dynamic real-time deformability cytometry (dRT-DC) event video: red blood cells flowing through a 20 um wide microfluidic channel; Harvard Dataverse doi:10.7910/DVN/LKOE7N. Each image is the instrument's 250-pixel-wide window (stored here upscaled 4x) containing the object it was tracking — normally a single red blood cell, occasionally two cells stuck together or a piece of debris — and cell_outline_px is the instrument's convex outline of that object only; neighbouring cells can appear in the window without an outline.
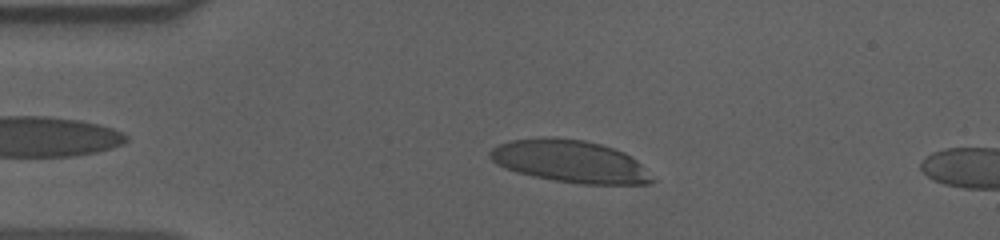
{"species": "human", "species_latin": "Homo sapiens", "temperature_condition": "cold", "stored_images_in_passage": 45, "camera_frame_rate_fps": 3000, "um_per_image_px": 0.085, "donor": {"sex": "male"}, "frame": {"image": 1, "passage_image": 11, "time_ms": 3.333, "image_size_px": [1000, 240], "cell_outline_px": [[656, 180], [648, 184], [580, 184], [556, 180], [516, 172], [504, 168], [496, 164], [488, 156], [488, 152], [492, 148], [500, 144], [512, 140], [544, 136], [556, 136], [584, 140], [600, 144], [624, 152], [636, 160]], "centroid_in_image_um": [48.43, 13.7], "position_along_channel_um": 36.6, "area_um2": 40.06}}
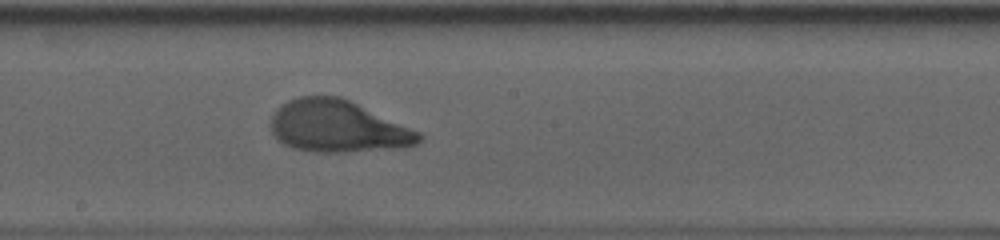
{"frame": {"image": 2, "passage_image": 29, "time_ms": 9.333, "image_size_px": [1000, 240], "cell_outline_px": [[424, 136], [416, 144], [400, 148], [344, 152], [316, 152], [292, 148], [276, 140], [272, 132], [272, 116], [276, 108], [280, 104], [288, 100], [300, 96], [340, 96], [420, 132]], "centroid_in_image_um": [28.68, 10.75], "position_along_channel_um": 219.5, "area_um2": 44.8}}
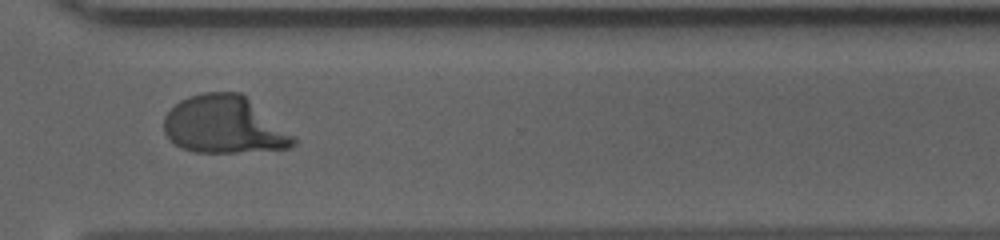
{"frame": {"image": 3, "passage_image": 40, "time_ms": 13.0, "image_size_px": [1000, 240], "cell_outline_px": [[296, 144], [288, 148], [236, 152], [196, 152], [180, 148], [164, 132], [164, 116], [180, 100], [188, 96], [204, 92], [240, 92], [296, 136]], "centroid_in_image_um": [19.07, 10.61], "position_along_channel_um": 351.5, "area_um2": 43.18}, "authors_computed_cell_mechanics": {"area_um2": 43.2344, "velocity_mm_per_s": 3.6063, "shape_relaxation_time_tau1_ms": 5.0862, "shape_relaxation_time_tau2_ms": null, "deformation_change_tau1": 0.2688, "deformation_change_tau2": null}}